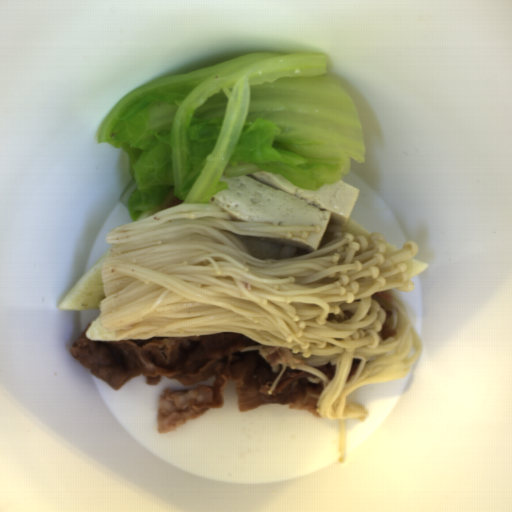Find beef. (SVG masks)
I'll return each instance as SVG.
<instances>
[{
  "label": "beef",
  "instance_id": "1",
  "mask_svg": "<svg viewBox=\"0 0 512 512\" xmlns=\"http://www.w3.org/2000/svg\"><path fill=\"white\" fill-rule=\"evenodd\" d=\"M83 332L70 346L80 365L118 391L135 376L146 385H157L163 377L192 386L214 376L211 385L162 391L156 415L157 433L176 432L185 422L195 421L209 411L223 408L228 381L236 385L238 412L266 404L287 405L317 418L316 404L324 386L312 383L314 375L297 369L304 366L303 353L283 347L263 346L233 332L198 336L126 338L116 341L91 340ZM286 369L271 395L268 389Z\"/></svg>",
  "mask_w": 512,
  "mask_h": 512
},
{
  "label": "beef",
  "instance_id": "2",
  "mask_svg": "<svg viewBox=\"0 0 512 512\" xmlns=\"http://www.w3.org/2000/svg\"><path fill=\"white\" fill-rule=\"evenodd\" d=\"M308 367H314L317 370H319L320 372H322L327 380H332L333 377L335 376L336 365L332 364L330 362L323 366H308Z\"/></svg>",
  "mask_w": 512,
  "mask_h": 512
},
{
  "label": "beef",
  "instance_id": "3",
  "mask_svg": "<svg viewBox=\"0 0 512 512\" xmlns=\"http://www.w3.org/2000/svg\"><path fill=\"white\" fill-rule=\"evenodd\" d=\"M393 336H395L394 330L389 328L388 324L384 323V325L381 329L380 340L382 342H385L388 338H392Z\"/></svg>",
  "mask_w": 512,
  "mask_h": 512
},
{
  "label": "beef",
  "instance_id": "4",
  "mask_svg": "<svg viewBox=\"0 0 512 512\" xmlns=\"http://www.w3.org/2000/svg\"><path fill=\"white\" fill-rule=\"evenodd\" d=\"M360 359H357V358H354L353 361H352V367H351V370L349 372V375L346 379V383L354 376L359 364H360Z\"/></svg>",
  "mask_w": 512,
  "mask_h": 512
}]
</instances>
